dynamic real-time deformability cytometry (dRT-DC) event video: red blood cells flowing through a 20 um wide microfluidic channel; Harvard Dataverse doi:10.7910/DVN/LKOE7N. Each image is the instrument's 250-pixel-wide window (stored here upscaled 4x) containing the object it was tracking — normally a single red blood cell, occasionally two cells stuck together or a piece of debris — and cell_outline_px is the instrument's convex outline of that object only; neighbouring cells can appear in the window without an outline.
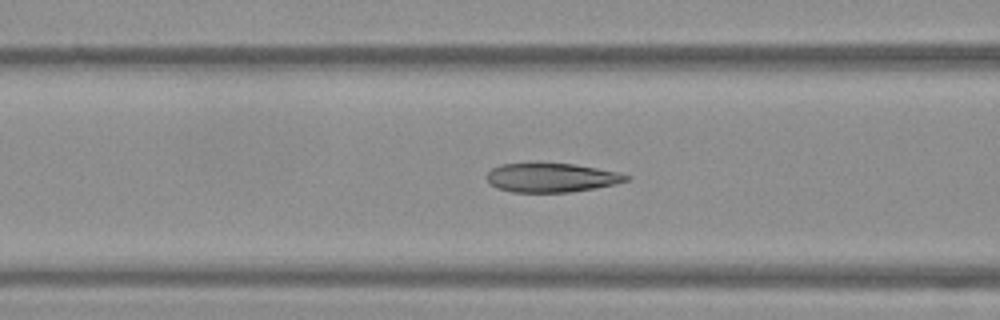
{"species": "Egyptian fruit bat (a non-hibernating species)", "species_latin": "Rousettus aegyptiacus", "temperature_condition": "warm", "stored_images_in_passage": 39, "camera_frame_rate_fps": 3000, "um_per_image_px": 0.085, "frame": {"image": 1, "passage_image": 18, "time_ms": 5.667, "image_size_px": [1000, 320], "cell_outline_px": [[632, 176], [628, 180], [616, 184], [568, 192], [512, 192], [496, 188], [484, 176], [492, 168], [500, 164], [572, 164], [596, 168], [616, 172]], "centroid_in_image_um": [46.84, 15.11], "position_along_channel_um": 119.8, "area_um2": 23.24}}
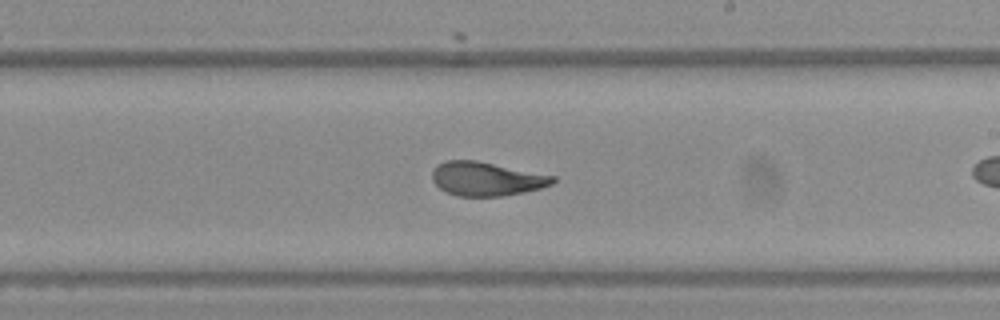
{"frame": {"image": 2, "passage_image": 28, "time_ms": 9.0, "image_size_px": [1000, 320], "cell_outline_px": [[556, 180], [552, 184], [540, 188], [524, 192], [500, 196], [456, 196], [440, 188], [432, 180], [432, 172], [444, 160], [476, 160], [556, 176]], "centroid_in_image_um": [41.36, 15.2], "position_along_channel_um": 247.6, "area_um2": 23.64}}
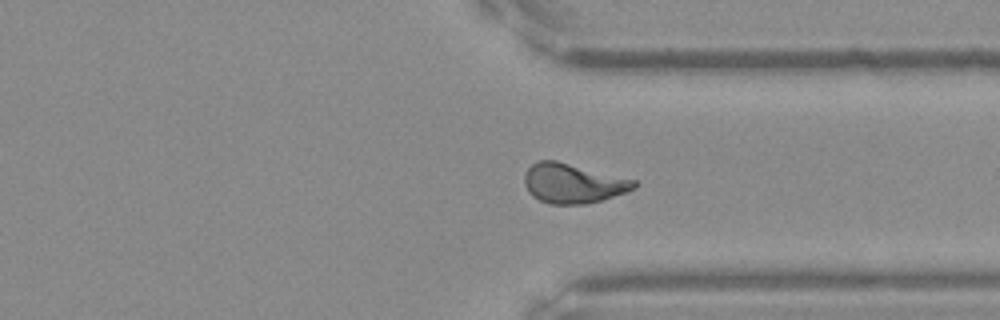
{"frame": {"image": 3, "passage_image": 37, "time_ms": 12.0, "image_size_px": [1000, 320], "cell_outline_px": [[636, 188], [600, 200], [584, 204], [548, 204], [532, 196], [528, 192], [524, 184], [524, 176], [528, 168], [532, 164], [540, 160], [556, 160], [636, 180]], "centroid_in_image_um": [48.66, 15.58], "position_along_channel_um": 362.7, "area_um2": 25.14}}